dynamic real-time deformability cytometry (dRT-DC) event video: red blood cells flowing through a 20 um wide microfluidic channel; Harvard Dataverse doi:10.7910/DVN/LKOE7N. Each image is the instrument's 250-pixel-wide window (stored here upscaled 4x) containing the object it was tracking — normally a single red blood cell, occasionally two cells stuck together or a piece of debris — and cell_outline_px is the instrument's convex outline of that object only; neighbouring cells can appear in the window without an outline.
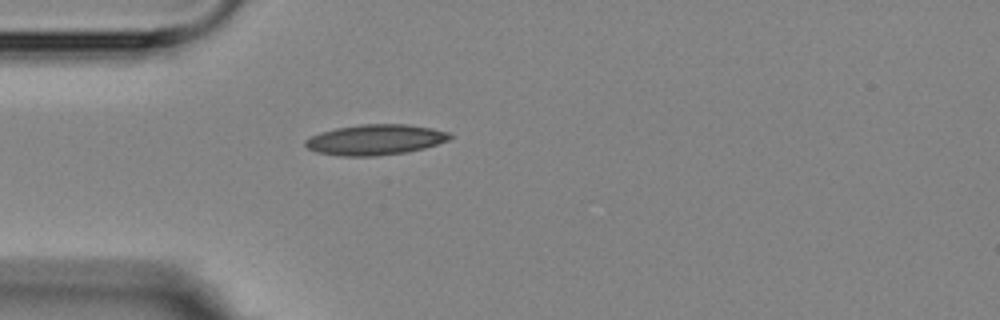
{"species": "Egyptian fruit bat (a non-hibernating species)", "species_latin": "Rousettus aegyptiacus", "temperature_condition": "room temperature", "stored_images_in_passage": 4, "camera_frame_rate_fps": 3000, "um_per_image_px": 0.085, "animal": {"sex": "female"}, "frame": {"image": 1, "passage_image": 4, "time_ms": 4.333, "image_size_px": [1000, 320], "cell_outline_px": [[452, 136], [448, 140], [424, 148], [408, 152], [376, 156], [336, 156], [316, 152], [308, 148], [304, 144], [304, 140], [320, 132], [336, 128], [360, 124], [408, 124], [432, 128], [448, 132]], "centroid_in_image_um": [31.87, 11.88], "position_along_channel_um": 53.1, "area_um2": 25.78}}